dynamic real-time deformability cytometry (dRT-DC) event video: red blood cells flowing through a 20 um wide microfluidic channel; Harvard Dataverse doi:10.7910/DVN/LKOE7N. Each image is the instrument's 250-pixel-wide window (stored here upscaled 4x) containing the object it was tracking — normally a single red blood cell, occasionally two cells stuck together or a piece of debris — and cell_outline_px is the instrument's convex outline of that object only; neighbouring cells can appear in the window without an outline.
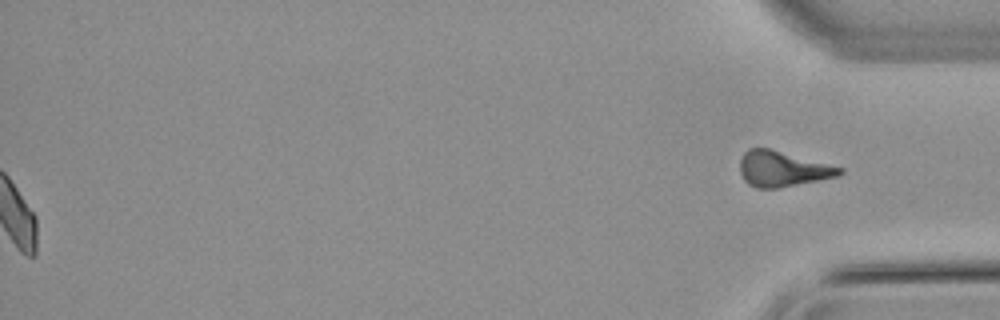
{"species": "common noctule bat (a hibernating species)", "species_latin": "Nyctalus noctula", "temperature_condition": "warm", "stored_images_in_passage": 55, "segment_of_instrument_passage": [2, 2], "camera_frame_rate_fps": 3000, "um_per_image_px": 0.085, "animal": {"sex": "male", "body_mass_g": 21.5, "forearm_length_mm": 52.0}, "frame": {"image": 1, "passage_image": 55, "time_ms": 18.0, "image_size_px": [1000, 320], "cell_outline_px": [[844, 172], [840, 176], [776, 188], [756, 188], [748, 184], [744, 180], [740, 172], [740, 160], [744, 152], [748, 148], [768, 148], [844, 168]], "centroid_in_image_um": [66.51, 14.36], "position_along_channel_um": 368.7, "area_um2": 20.46}}